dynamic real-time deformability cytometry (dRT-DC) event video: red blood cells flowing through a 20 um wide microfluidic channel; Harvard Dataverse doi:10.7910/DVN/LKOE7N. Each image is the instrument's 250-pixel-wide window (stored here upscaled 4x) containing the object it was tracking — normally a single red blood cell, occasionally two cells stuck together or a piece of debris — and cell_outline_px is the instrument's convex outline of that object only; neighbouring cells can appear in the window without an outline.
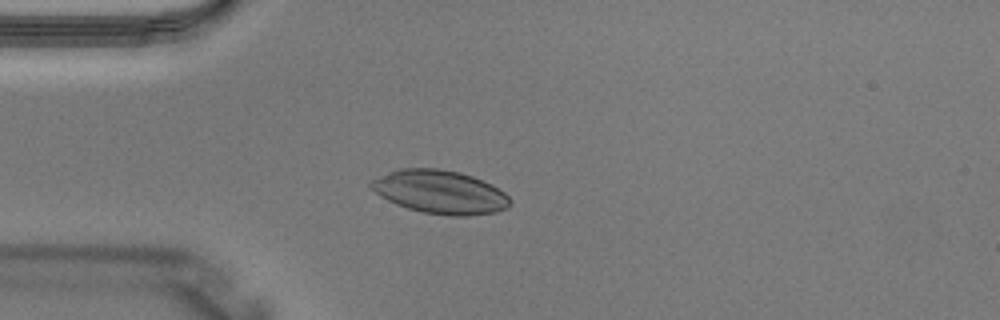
{"species": "Egyptian fruit bat (a non-hibernating species)", "species_latin": "Rousettus aegyptiacus", "temperature_condition": "warm", "stored_images_in_passage": 2, "camera_frame_rate_fps": 3000, "um_per_image_px": 0.085, "animal": {"sex": "male"}, "frame": {"image": 1, "passage_image": 2, "time_ms": 0.333, "image_size_px": [1000, 320], "cell_outline_px": [[512, 204], [508, 208], [496, 212], [468, 216], [452, 216], [424, 212], [408, 208], [396, 204], [380, 196], [368, 184], [372, 180], [388, 172], [400, 168], [440, 168], [460, 172], [472, 176], [504, 192], [512, 200]], "centroid_in_image_um": [37.42, 16.32], "position_along_channel_um": 47.6, "area_um2": 35.03}}